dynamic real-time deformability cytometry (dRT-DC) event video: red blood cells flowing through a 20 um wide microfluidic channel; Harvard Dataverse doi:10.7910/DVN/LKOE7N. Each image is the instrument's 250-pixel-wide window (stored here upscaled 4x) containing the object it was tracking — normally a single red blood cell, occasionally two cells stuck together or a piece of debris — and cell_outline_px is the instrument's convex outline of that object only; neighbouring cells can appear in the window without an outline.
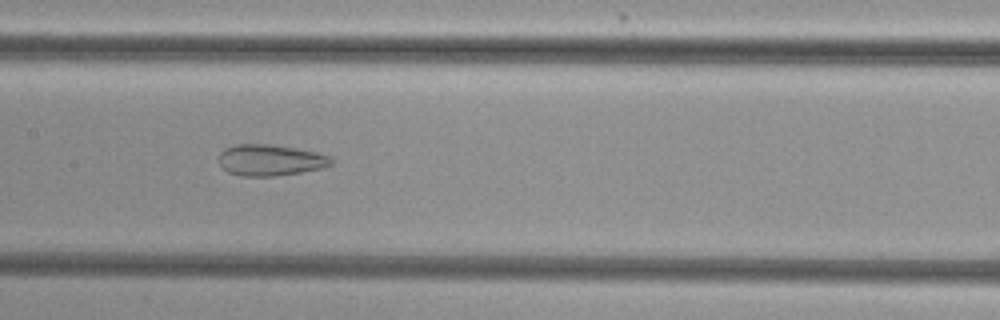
{"species": "common noctule bat (a hibernating species)", "species_latin": "Nyctalus noctula", "temperature_condition": "cold", "stored_images_in_passage": 45, "camera_frame_rate_fps": 3000, "um_per_image_px": 0.085, "animal": {"sex": "female", "body_mass_g": 29.2, "forearm_length_mm": 56.3}, "frame": {"image": 1, "passage_image": 18, "time_ms": 5.667, "image_size_px": [1000, 320], "cell_outline_px": [[332, 164], [320, 168], [300, 172], [276, 176], [240, 176], [228, 172], [220, 164], [220, 152], [224, 148], [236, 144], [268, 144], [316, 152], [328, 156], [332, 160]], "centroid_in_image_um": [22.93, 13.61], "position_along_channel_um": 184.5, "area_um2": 20.17}}
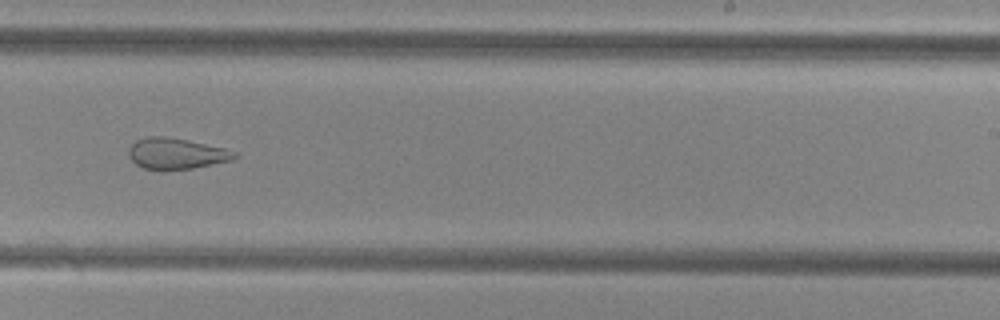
{"frame": {"image": 2, "passage_image": 25, "time_ms": 8.0, "image_size_px": [1000, 320], "cell_outline_px": [[240, 156], [236, 160], [192, 168], [160, 172], [144, 168], [136, 164], [128, 156], [128, 148], [136, 140], [148, 136], [164, 136], [188, 140], [224, 148], [236, 152]], "centroid_in_image_um": [14.99, 13.08], "position_along_channel_um": 274.0, "area_um2": 19.65}}
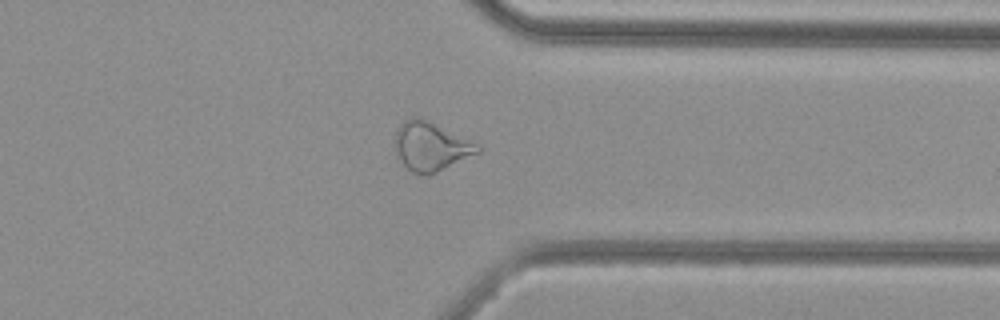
{"frame": {"image": 3, "passage_image": 33, "time_ms": 10.667, "image_size_px": [1000, 320], "cell_outline_px": [[484, 148], [480, 152], [428, 176], [412, 172], [396, 156], [396, 132], [400, 124], [408, 116], [420, 116], [480, 144]], "centroid_in_image_um": [36.65, 12.42], "position_along_channel_um": 374.8, "area_um2": 23.76}, "authors_computed_cell_mechanics": {"area_um2": 24.9118, "velocity_mm_per_s": 3.8537, "shape_relaxation_time_tau1_ms": null, "shape_relaxation_time_tau2_ms": 1.843, "deformation_change_tau1": null, "deformation_change_tau2": 0.0923}}